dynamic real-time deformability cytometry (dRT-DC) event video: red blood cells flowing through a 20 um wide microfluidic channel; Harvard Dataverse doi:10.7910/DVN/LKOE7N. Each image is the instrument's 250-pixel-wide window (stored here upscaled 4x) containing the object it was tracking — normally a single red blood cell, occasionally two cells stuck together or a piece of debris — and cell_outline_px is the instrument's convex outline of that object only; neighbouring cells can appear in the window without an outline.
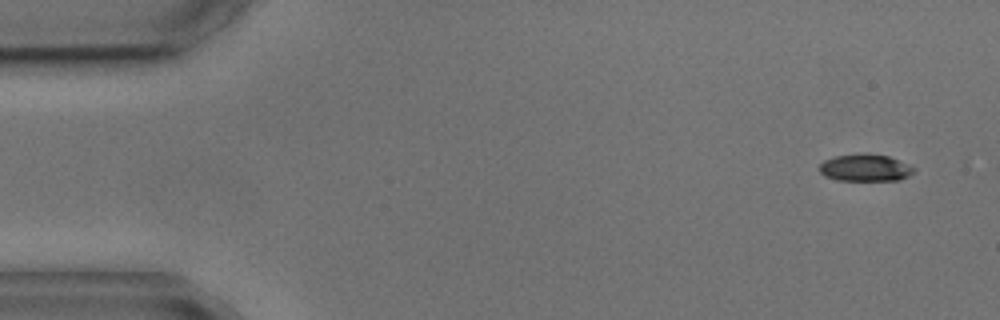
{"species": "common noctule bat (a hibernating species)", "species_latin": "Nyctalus noctula", "temperature_condition": "cold", "stored_images_in_passage": 3, "segment_of_instrument_passage": [1, 2], "camera_frame_rate_fps": 3000, "um_per_image_px": 0.085, "animal": {"sex": "male", "body_mass_g": 17.9, "forearm_length_mm": 54.2}, "frame": {"image": 1, "passage_image": 1, "time_ms": 0.0, "image_size_px": [1000, 320], "cell_outline_px": [[916, 172], [900, 180], [836, 180], [824, 176], [820, 172], [820, 164], [824, 160], [836, 156], [864, 152], [888, 156], [908, 164], [916, 168]], "centroid_in_image_um": [73.56, 14.25], "position_along_channel_um": 11.4, "area_um2": 15.09}}